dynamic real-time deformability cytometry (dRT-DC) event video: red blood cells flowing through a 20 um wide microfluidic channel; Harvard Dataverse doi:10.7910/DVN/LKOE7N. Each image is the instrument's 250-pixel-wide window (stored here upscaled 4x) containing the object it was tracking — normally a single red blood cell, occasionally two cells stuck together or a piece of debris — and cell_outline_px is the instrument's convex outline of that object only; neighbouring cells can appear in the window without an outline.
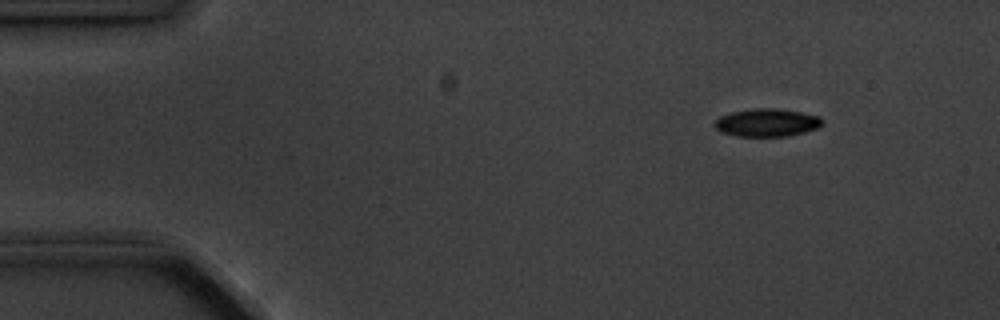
{"species": "common noctule bat (a hibernating species)", "species_latin": "Nyctalus noctula", "temperature_condition": "cold", "stored_images_in_passage": 4, "segment_of_instrument_passage": [1, 2], "camera_frame_rate_fps": 3000, "um_per_image_px": 0.085, "animal": {"sex": "male", "body_mass_g": 20.1, "forearm_length_mm": 53.5}, "frame": {"image": 1, "passage_image": 1, "time_ms": 0.0, "image_size_px": [1000, 320], "cell_outline_px": [[824, 120], [816, 128], [804, 132], [788, 136], [736, 136], [720, 132], [712, 124], [720, 116], [732, 112], [752, 108], [776, 108], [800, 112], [820, 116]], "centroid_in_image_um": [65.16, 10.42], "position_along_channel_um": 19.8, "area_um2": 17.51}}